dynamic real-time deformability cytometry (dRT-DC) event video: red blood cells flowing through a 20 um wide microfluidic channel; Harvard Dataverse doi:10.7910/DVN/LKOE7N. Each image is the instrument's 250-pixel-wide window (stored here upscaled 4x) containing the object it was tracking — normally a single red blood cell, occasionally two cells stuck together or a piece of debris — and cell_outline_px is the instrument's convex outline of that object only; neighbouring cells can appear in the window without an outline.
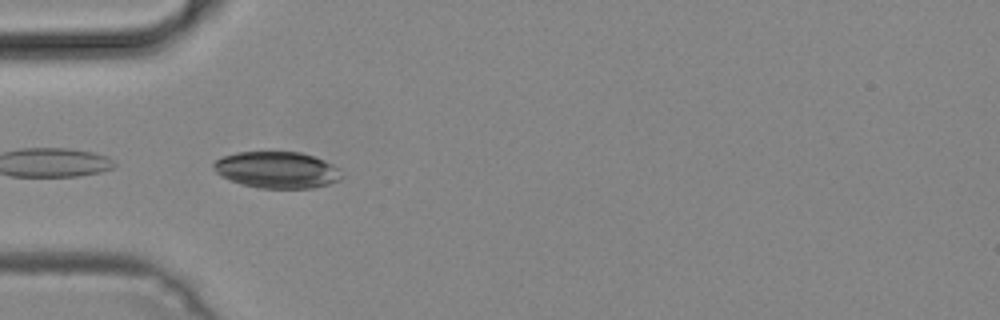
{"species": "common noctule bat (a hibernating species)", "species_latin": "Nyctalus noctula", "temperature_condition": "cold", "stored_images_in_passage": 10, "camera_frame_rate_fps": 3000, "um_per_image_px": 0.085, "animal": {"sex": "male", "body_mass_g": 19.2, "forearm_length_mm": 51.8}, "frame": {"image": 1, "passage_image": 4, "time_ms": 1.0, "image_size_px": [1000, 320], "cell_outline_px": [[344, 176], [340, 180], [328, 184], [312, 188], [260, 188], [228, 180], [220, 176], [212, 168], [212, 164], [216, 160], [224, 156], [236, 152], [300, 152], [324, 160], [340, 168]], "centroid_in_image_um": [23.55, 14.44], "position_along_channel_um": 61.4, "area_um2": 27.4}}